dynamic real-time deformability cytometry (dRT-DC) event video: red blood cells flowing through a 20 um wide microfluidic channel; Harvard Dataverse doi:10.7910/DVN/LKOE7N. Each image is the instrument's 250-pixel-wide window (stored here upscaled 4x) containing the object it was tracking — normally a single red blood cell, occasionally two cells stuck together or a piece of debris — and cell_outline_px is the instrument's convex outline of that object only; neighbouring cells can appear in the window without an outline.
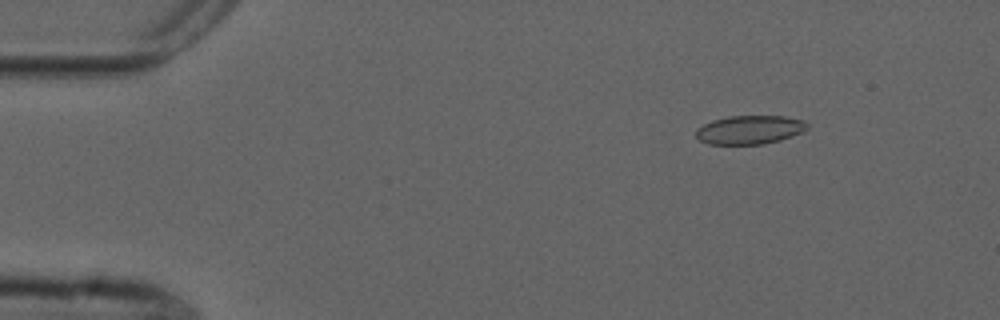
{"species": "common noctule bat (a hibernating species)", "species_latin": "Nyctalus noctula", "temperature_condition": "cold", "stored_images_in_passage": 54, "camera_frame_rate_fps": 3000, "um_per_image_px": 0.085, "animal": {"sex": "male", "forearm_length_mm": 52.5}, "frame": {"image": 1, "passage_image": 7, "time_ms": 2.0, "image_size_px": [1000, 320], "cell_outline_px": [[808, 128], [804, 132], [780, 140], [764, 144], [708, 144], [700, 140], [696, 136], [696, 128], [712, 120], [728, 116], [784, 116], [804, 120], [808, 124]], "centroid_in_image_um": [63.74, 11.03], "position_along_channel_um": 21.3, "area_um2": 18.73}}
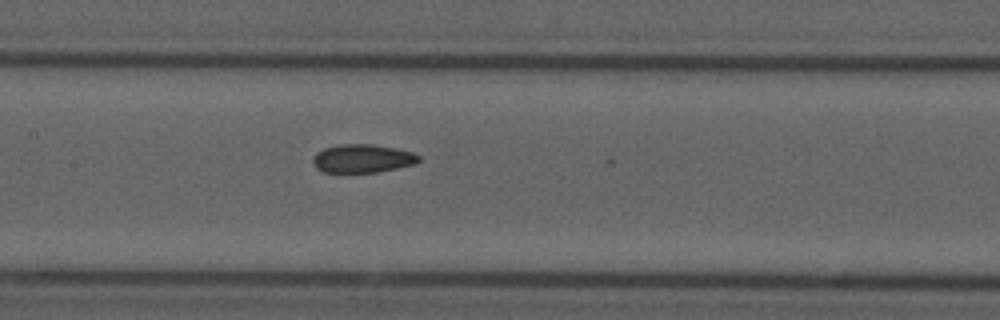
{"frame": {"image": 2, "passage_image": 26, "time_ms": 8.333, "image_size_px": [1000, 320], "cell_outline_px": [[420, 160], [416, 164], [376, 172], [324, 172], [316, 168], [312, 164], [312, 160], [316, 152], [324, 148], [340, 144], [372, 144], [396, 148], [412, 152], [420, 156]], "centroid_in_image_um": [30.8, 13.47], "position_along_channel_um": 176.6, "area_um2": 17.57}}
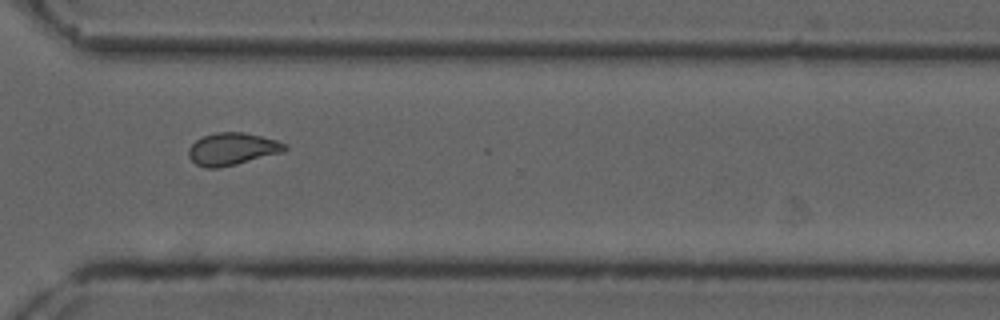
{"frame": {"image": 3, "passage_image": 40, "time_ms": 13.0, "image_size_px": [1000, 320], "cell_outline_px": [[288, 148], [284, 152], [220, 168], [204, 168], [196, 164], [188, 156], [188, 148], [196, 140], [204, 136], [216, 132], [244, 132], [276, 140], [288, 144]], "centroid_in_image_um": [19.75, 12.67], "position_along_channel_um": 350.9, "area_um2": 18.21}, "authors_computed_cell_mechanics": {"area_um2": 18.2359, "velocity_mm_per_s": 3.7369, "shape_relaxation_time_tau1_ms": null, "shape_relaxation_time_tau2_ms": 2.0648, "deformation_change_tau1": null, "deformation_change_tau2": 0.0706}}